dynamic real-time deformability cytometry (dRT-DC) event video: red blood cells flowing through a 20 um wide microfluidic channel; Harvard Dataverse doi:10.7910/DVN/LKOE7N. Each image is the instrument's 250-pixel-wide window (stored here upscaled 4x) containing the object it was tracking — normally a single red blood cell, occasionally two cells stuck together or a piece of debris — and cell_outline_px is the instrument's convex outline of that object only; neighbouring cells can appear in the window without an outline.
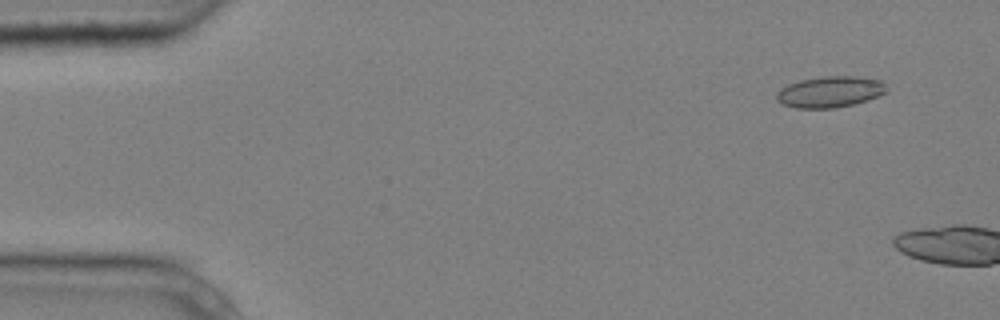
{"species": "common noctule bat (a hibernating species)", "species_latin": "Nyctalus noctula", "temperature_condition": "cold", "stored_images_in_passage": 3, "camera_frame_rate_fps": 3000, "um_per_image_px": 0.085, "animal": {"sex": "male", "body_mass_g": 20.4}, "frame": {"image": 1, "passage_image": 1, "time_ms": 0.0, "image_size_px": [1000, 320], "cell_outline_px": [[884, 92], [876, 96], [852, 104], [836, 108], [796, 108], [780, 104], [776, 100], [776, 92], [780, 88], [788, 84], [800, 80], [828, 76], [852, 76], [880, 80], [884, 84]], "centroid_in_image_um": [70.44, 7.81], "position_along_channel_um": 14.6, "area_um2": 19.65}}